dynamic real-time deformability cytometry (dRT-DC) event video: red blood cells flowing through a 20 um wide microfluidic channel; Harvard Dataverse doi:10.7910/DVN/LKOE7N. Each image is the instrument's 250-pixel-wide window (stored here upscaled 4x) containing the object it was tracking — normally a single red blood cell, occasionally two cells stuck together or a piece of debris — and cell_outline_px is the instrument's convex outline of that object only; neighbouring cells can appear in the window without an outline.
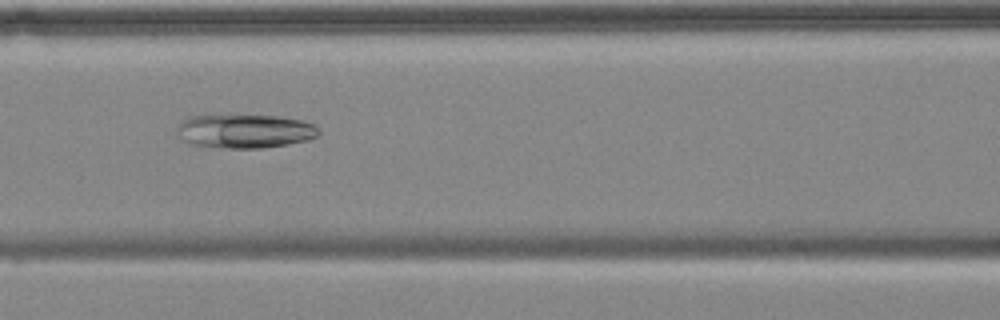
{"species": "common noctule bat (a hibernating species)", "species_latin": "Nyctalus noctula", "temperature_condition": "cold", "stored_images_in_passage": 11, "camera_frame_rate_fps": 3000, "um_per_image_px": 0.085, "animal": {"sex": "female", "body_mass_g": 18.4}, "frame": {"image": 1, "passage_image": 4, "time_ms": 4.333, "image_size_px": [1000, 320], "cell_outline_px": [[320, 132], [316, 136], [308, 140], [288, 144], [264, 148], [228, 148], [192, 144], [180, 140], [176, 132], [176, 128], [180, 120], [188, 116], [224, 112], [228, 112], [280, 116], [304, 120], [320, 128]], "centroid_in_image_um": [20.74, 11.08], "position_along_channel_um": 145.9, "area_um2": 29.48}}
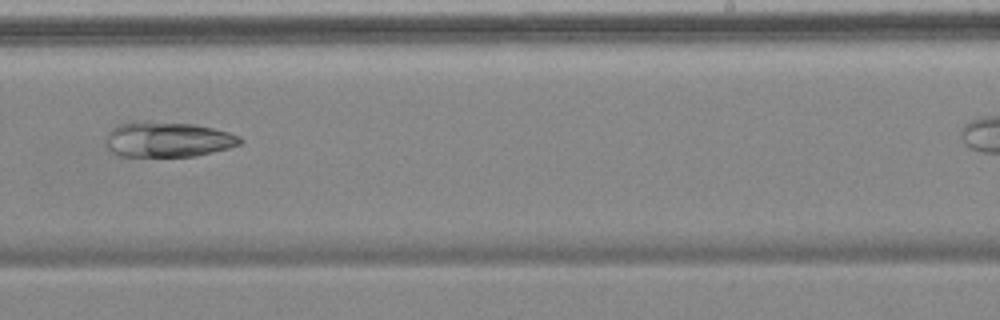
{"frame": {"image": 2, "passage_image": 7, "time_ms": 8.0, "image_size_px": [1000, 320], "cell_outline_px": [[244, 140], [240, 144], [228, 148], [196, 156], [116, 156], [108, 152], [104, 144], [104, 140], [108, 132], [116, 124], [192, 124], [212, 128], [228, 132], [240, 136]], "centroid_in_image_um": [14.22, 11.91], "position_along_channel_um": 274.8, "area_um2": 26.99}}
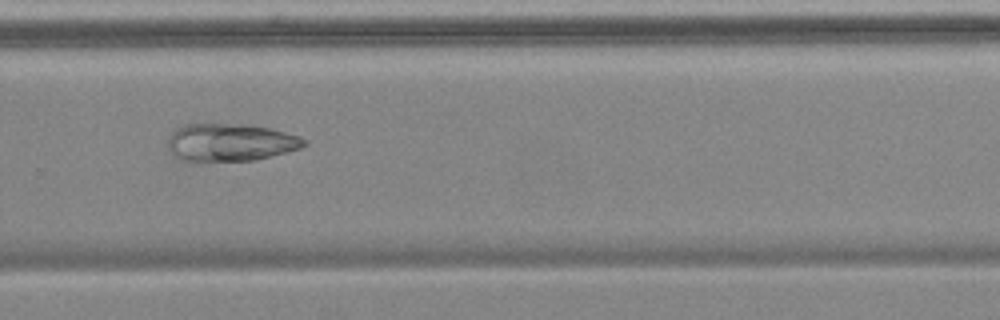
{"frame": {"image": 3, "passage_image": 8, "time_ms": 9.0, "image_size_px": [1000, 320], "cell_outline_px": [[308, 144], [300, 148], [256, 160], [184, 160], [172, 156], [168, 148], [168, 140], [172, 132], [176, 128], [184, 124], [244, 124], [268, 128], [300, 136], [308, 140]], "centroid_in_image_um": [19.58, 12.09], "position_along_channel_um": 310.2, "area_um2": 29.65}}